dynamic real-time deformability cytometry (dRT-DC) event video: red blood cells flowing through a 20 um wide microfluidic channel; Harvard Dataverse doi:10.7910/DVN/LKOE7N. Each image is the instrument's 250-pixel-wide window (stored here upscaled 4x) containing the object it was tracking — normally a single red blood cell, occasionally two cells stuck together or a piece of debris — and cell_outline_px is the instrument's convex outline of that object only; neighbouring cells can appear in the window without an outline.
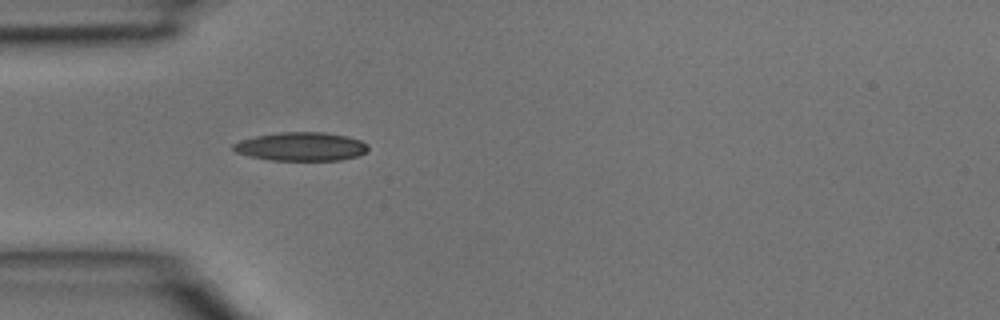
{"species": "common noctule bat (a hibernating species)", "species_latin": "Nyctalus noctula", "temperature_condition": "room temperature", "stored_images_in_passage": 3, "camera_frame_rate_fps": 3000, "um_per_image_px": 0.085, "animal": {"sex": "male", "body_mass_g": 15.6}, "frame": {"image": 1, "passage_image": 3, "time_ms": 0.667, "image_size_px": [1000, 320], "cell_outline_px": [[368, 152], [360, 156], [340, 160], [272, 160], [252, 156], [236, 152], [232, 148], [232, 144], [240, 140], [256, 136], [280, 132], [324, 132], [348, 136], [360, 140], [368, 144]], "centroid_in_image_um": [25.65, 12.45], "position_along_channel_um": 59.4, "area_um2": 22.54}}